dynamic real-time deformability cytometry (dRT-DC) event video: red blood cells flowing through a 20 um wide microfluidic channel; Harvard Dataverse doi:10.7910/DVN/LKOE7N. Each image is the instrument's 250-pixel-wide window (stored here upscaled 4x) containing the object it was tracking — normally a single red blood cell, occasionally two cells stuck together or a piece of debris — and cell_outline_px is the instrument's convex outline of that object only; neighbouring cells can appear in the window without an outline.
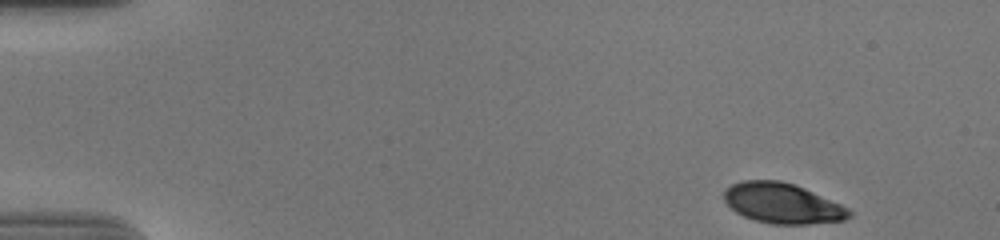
{"species": "human", "species_latin": "Homo sapiens", "temperature_condition": "cold", "stored_images_in_passage": 52, "camera_frame_rate_fps": 3000, "um_per_image_px": 0.085, "donor": {"sex": "male"}, "frame": {"image": 1, "passage_image": 1, "time_ms": 0.0, "image_size_px": [1000, 240], "cell_outline_px": [[852, 216], [844, 220], [808, 224], [772, 224], [756, 220], [744, 216], [736, 212], [724, 200], [724, 188], [732, 184], [744, 180], [780, 180], [796, 184], [840, 204], [848, 208], [852, 212]], "centroid_in_image_um": [66.51, 17.27], "position_along_channel_um": 18.5, "area_um2": 29.36}}
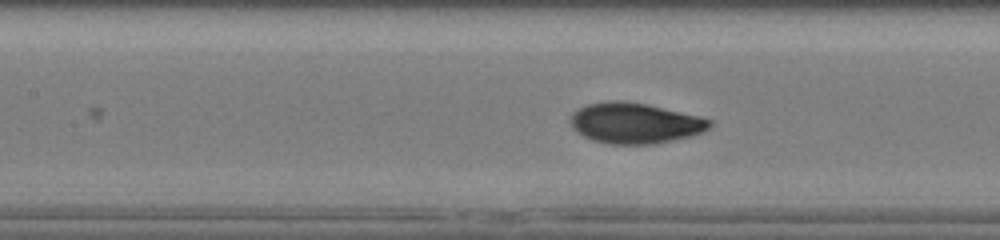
{"frame": {"image": 2, "passage_image": 22, "time_ms": 7.0, "image_size_px": [1000, 240], "cell_outline_px": [[712, 124], [704, 132], [692, 136], [656, 144], [612, 144], [592, 140], [576, 132], [572, 128], [568, 120], [572, 112], [588, 104], [612, 100], [620, 100], [644, 104], [700, 116], [712, 120]], "centroid_in_image_um": [53.96, 10.48], "position_along_channel_um": 153.4, "area_um2": 33.06}}
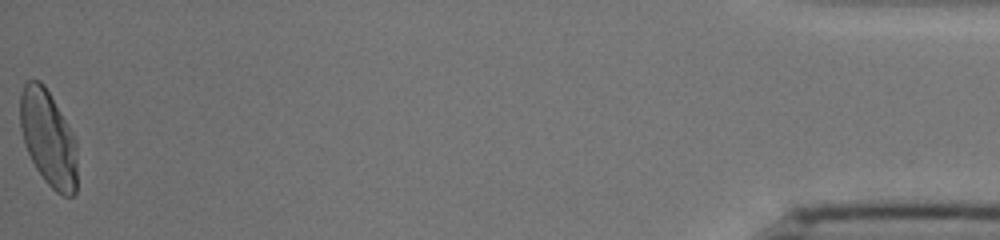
{"frame": {"image": 3, "passage_image": 52, "time_ms": 17.0, "image_size_px": [1000, 240], "cell_outline_px": [[76, 192], [72, 196], [64, 196], [56, 192], [44, 180], [36, 168], [24, 144], [20, 128], [20, 92], [24, 84], [28, 80], [40, 80], [44, 84], [72, 132], [76, 140]], "centroid_in_image_um": [4.09, 11.74], "position_along_channel_um": 431.1, "area_um2": 31.79}, "authors_computed_cell_mechanics": {"area_um2": 31.3565, "velocity_mm_per_s": 3.6782, "shape_relaxation_time_tau1_ms": 4.1032, "shape_relaxation_time_tau2_ms": null, "deformation_change_tau1": 0.1753, "deformation_change_tau2": null}}